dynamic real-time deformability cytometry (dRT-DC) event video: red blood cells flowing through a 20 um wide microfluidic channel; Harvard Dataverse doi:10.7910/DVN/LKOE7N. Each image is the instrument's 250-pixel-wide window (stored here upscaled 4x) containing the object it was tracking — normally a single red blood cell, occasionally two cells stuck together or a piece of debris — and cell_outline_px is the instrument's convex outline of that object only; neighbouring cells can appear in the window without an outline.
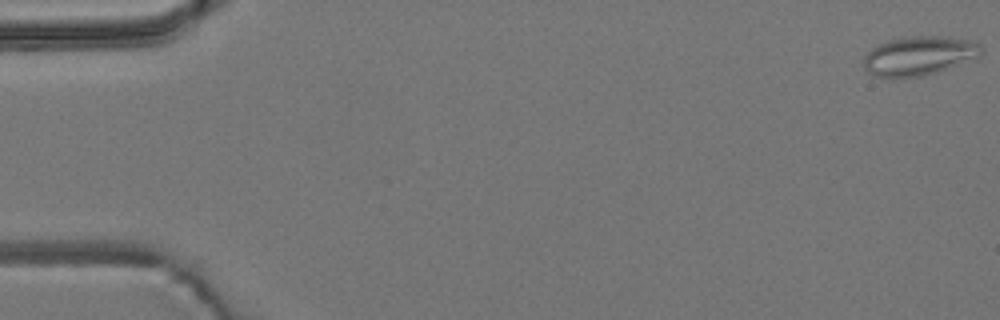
{"species": "common noctule bat (a hibernating species)", "species_latin": "Nyctalus noctula", "temperature_condition": "room temperature", "stored_images_in_passage": 54, "camera_frame_rate_fps": 3000, "um_per_image_px": 0.085, "animal": {"sex": "male", "body_mass_g": 19.2, "forearm_length_mm": 51.8}, "frame": {"image": 1, "passage_image": 1, "time_ms": 0.0, "image_size_px": [1000, 320], "cell_outline_px": [[980, 52], [976, 56], [948, 68], [936, 72], [920, 76], [872, 76], [864, 68], [864, 56], [872, 48], [888, 40], [904, 36], [948, 36], [968, 40], [980, 44]], "centroid_in_image_um": [78.06, 4.71], "position_along_channel_um": 6.9, "area_um2": 26.18}}
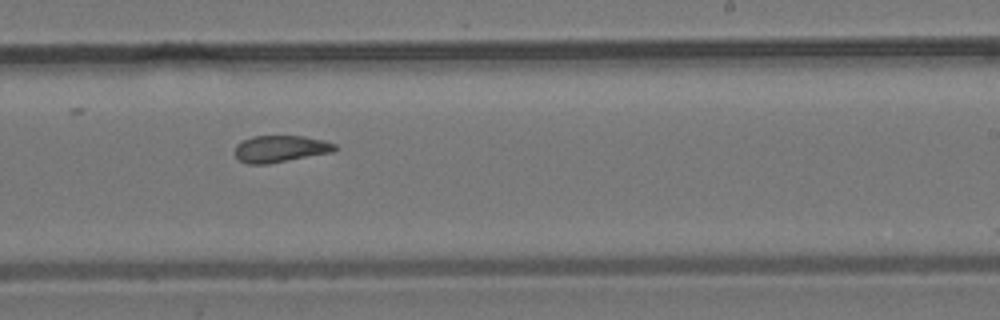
{"frame": {"image": 2, "passage_image": 33, "time_ms": 10.667, "image_size_px": [1000, 320], "cell_outline_px": [[340, 148], [332, 152], [268, 164], [248, 164], [240, 160], [236, 156], [236, 144], [252, 136], [304, 136], [324, 140], [336, 144]], "centroid_in_image_um": [23.87, 12.64], "position_along_channel_um": 265.1, "area_um2": 15.61}}
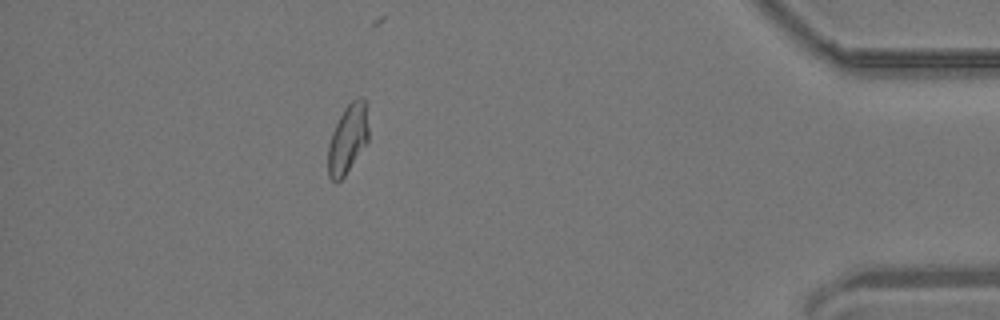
{"frame": {"image": 3, "passage_image": 48, "time_ms": 15.667, "image_size_px": [1000, 320], "cell_outline_px": [[368, 140], [344, 176], [336, 184], [328, 176], [328, 144], [332, 132], [344, 108], [352, 100], [360, 96], [364, 100], [368, 128]], "centroid_in_image_um": [29.53, 11.82], "position_along_channel_um": 405.7, "area_um2": 16.01}, "authors_computed_cell_mechanics": {"area_um2": 16.6175, "velocity_mm_per_s": 3.85, "shape_relaxation_time_tau1_ms": null, "shape_relaxation_time_tau2_ms": 2.1531, "deformation_change_tau1": null, "deformation_change_tau2": 0.0972}}